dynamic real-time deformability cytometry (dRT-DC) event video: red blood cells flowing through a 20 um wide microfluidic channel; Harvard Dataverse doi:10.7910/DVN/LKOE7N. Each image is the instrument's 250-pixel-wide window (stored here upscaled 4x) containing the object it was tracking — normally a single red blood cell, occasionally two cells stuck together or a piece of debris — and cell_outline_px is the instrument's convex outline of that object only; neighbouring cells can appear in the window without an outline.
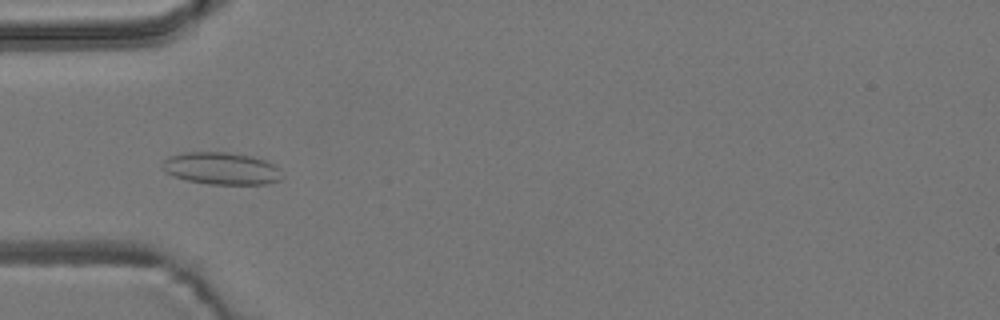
{"species": "common noctule bat (a hibernating species)", "species_latin": "Nyctalus noctula", "temperature_condition": "room temperature", "stored_images_in_passage": 55, "camera_frame_rate_fps": 3000, "um_per_image_px": 0.085, "animal": {"sex": "male", "body_mass_g": 19.2, "forearm_length_mm": 51.8}, "frame": {"image": 1, "passage_image": 17, "time_ms": 5.333, "image_size_px": [1000, 320], "cell_outline_px": [[284, 176], [280, 180], [264, 184], [208, 184], [188, 180], [172, 176], [164, 168], [164, 160], [168, 156], [184, 152], [228, 152], [252, 156], [264, 160], [280, 168]], "centroid_in_image_um": [18.86, 14.31], "position_along_channel_um": 66.1, "area_um2": 22.43}}
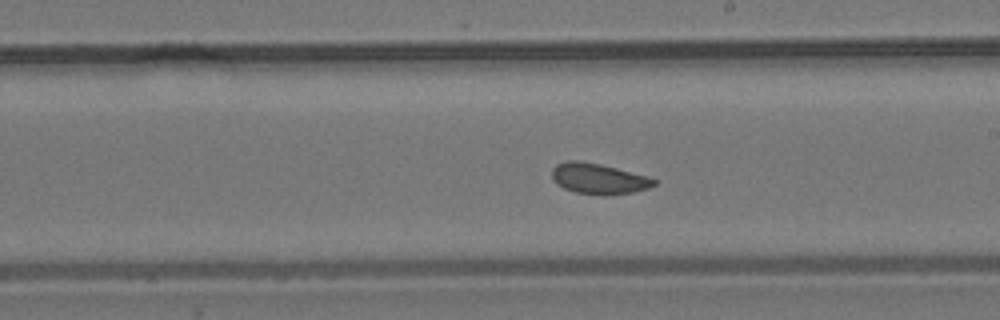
{"frame": {"image": 2, "passage_image": 31, "time_ms": 10.0, "image_size_px": [1000, 320], "cell_outline_px": [[656, 184], [648, 188], [632, 192], [608, 196], [600, 196], [576, 192], [564, 188], [556, 184], [552, 180], [552, 168], [556, 164], [568, 160], [580, 160], [600, 164], [648, 176], [656, 180]], "centroid_in_image_um": [50.85, 15.19], "position_along_channel_um": 238.1, "area_um2": 18.44}}
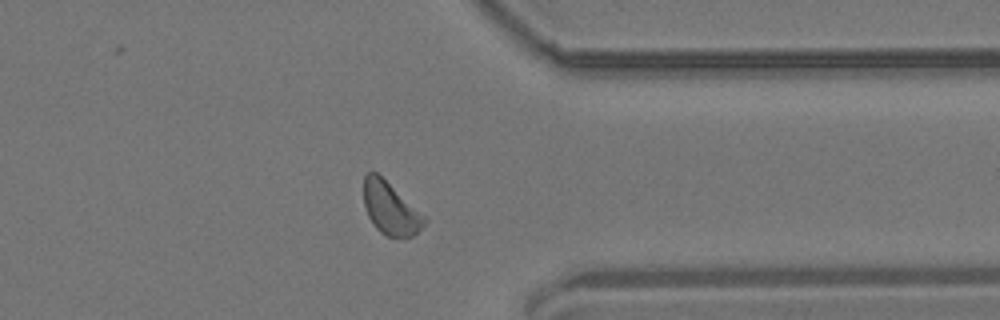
{"frame": {"image": 3, "passage_image": 43, "time_ms": 14.0, "image_size_px": [1000, 320], "cell_outline_px": [[428, 220], [412, 236], [388, 236], [380, 232], [372, 224], [368, 216], [364, 204], [364, 176], [368, 172], [376, 172], [424, 216]], "centroid_in_image_um": [33.14, 17.72], "position_along_channel_um": 378.3, "area_um2": 17.86}, "authors_computed_cell_mechanics": {"area_um2": 18.7272, "velocity_mm_per_s": 3.6868, "shape_relaxation_time_tau1_ms": 3.1022, "shape_relaxation_time_tau2_ms": 5.1966, "deformation_change_tau1": 0.0491, "deformation_change_tau2": 0.0745}}